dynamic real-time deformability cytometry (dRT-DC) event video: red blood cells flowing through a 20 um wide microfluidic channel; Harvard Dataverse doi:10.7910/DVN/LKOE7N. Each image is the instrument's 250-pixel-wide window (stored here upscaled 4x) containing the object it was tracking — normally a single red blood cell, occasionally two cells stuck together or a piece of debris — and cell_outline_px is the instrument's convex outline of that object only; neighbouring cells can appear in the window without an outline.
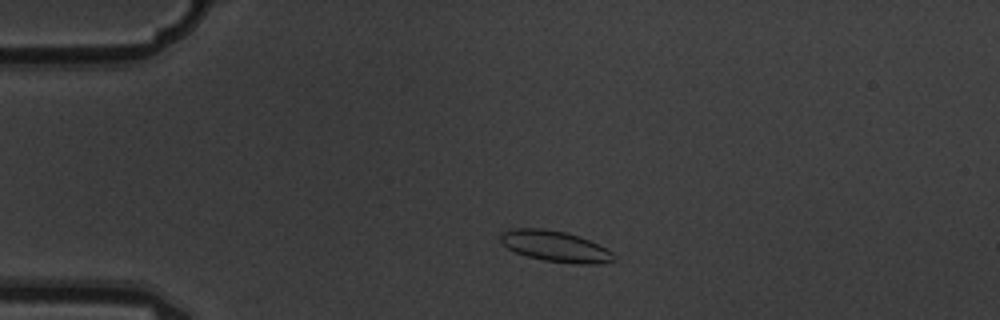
{"species": "common noctule bat (a hibernating species)", "species_latin": "Nyctalus noctula", "temperature_condition": "warm", "stored_images_in_passage": 3, "camera_frame_rate_fps": 3000, "um_per_image_px": 0.085, "animal": {"sex": "male", "body_mass_g": 19.5, "forearm_length_mm": 54.6}, "frame": {"image": 1, "passage_image": 2, "time_ms": 0.333, "image_size_px": [1000, 320], "cell_outline_px": [[616, 260], [600, 264], [576, 264], [544, 260], [528, 256], [516, 252], [500, 244], [500, 232], [512, 228], [544, 228], [568, 232], [580, 236], [612, 252]], "centroid_in_image_um": [47.16, 20.92], "position_along_channel_um": 37.8, "area_um2": 20.52}}